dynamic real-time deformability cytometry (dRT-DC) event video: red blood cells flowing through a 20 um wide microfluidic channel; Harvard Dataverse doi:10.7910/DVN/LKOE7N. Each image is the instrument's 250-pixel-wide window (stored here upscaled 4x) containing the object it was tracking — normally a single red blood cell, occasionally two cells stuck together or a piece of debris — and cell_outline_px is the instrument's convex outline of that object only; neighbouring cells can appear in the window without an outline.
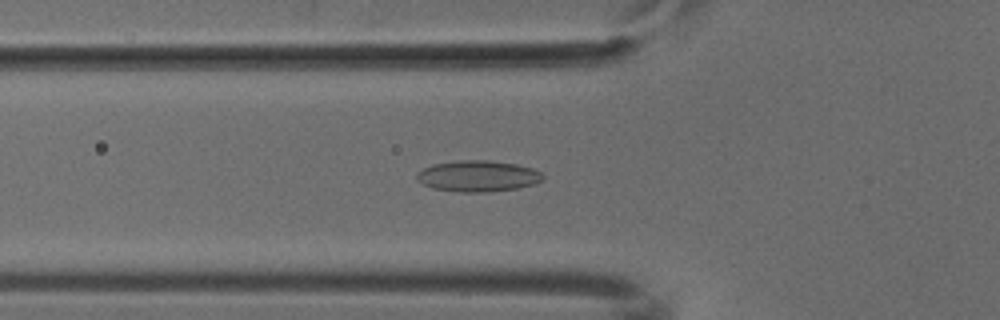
{"species": "common noctule bat (a hibernating species)", "species_latin": "Nyctalus noctula", "temperature_condition": "cold", "stored_images_in_passage": 53, "camera_frame_rate_fps": 3000, "um_per_image_px": 0.085, "animal": {"sex": "male", "body_mass_g": 18.8}, "frame": {"image": 1, "passage_image": 19, "time_ms": 6.0, "image_size_px": [1000, 320], "cell_outline_px": [[544, 180], [536, 184], [516, 188], [488, 192], [460, 192], [432, 188], [416, 180], [416, 172], [432, 164], [460, 160], [488, 160], [516, 164], [532, 168], [540, 172], [544, 176]], "centroid_in_image_um": [40.62, 14.97], "position_along_channel_um": 85.2, "area_um2": 23.0}}
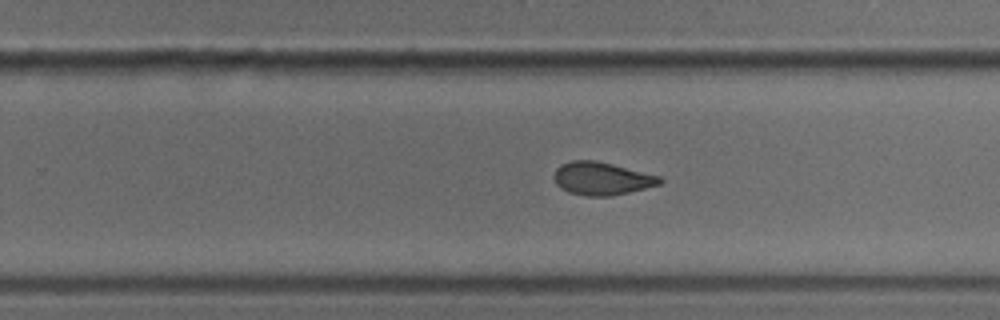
{"frame": {"image": 2, "passage_image": 34, "time_ms": 11.0, "image_size_px": [1000, 320], "cell_outline_px": [[664, 180], [660, 184], [612, 196], [584, 196], [568, 192], [560, 188], [556, 184], [556, 168], [560, 164], [572, 160], [592, 160], [612, 164], [660, 176]], "centroid_in_image_um": [51.14, 15.18], "position_along_channel_um": 278.7, "area_um2": 20.11}}
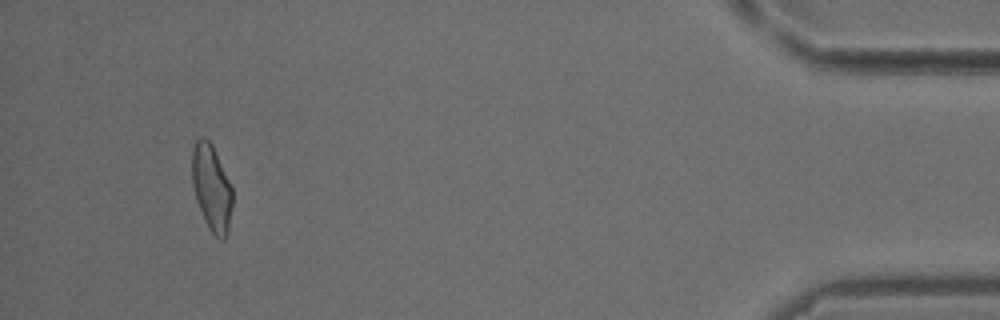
{"frame": {"image": 3, "passage_image": 50, "time_ms": 16.333, "image_size_px": [1000, 320], "cell_outline_px": [[232, 204], [228, 232], [224, 240], [220, 240], [208, 228], [196, 200], [192, 184], [192, 148], [196, 140], [200, 136], [204, 136], [212, 144], [232, 188]], "centroid_in_image_um": [17.97, 15.96], "position_along_channel_um": 417.2, "area_um2": 20.29}}